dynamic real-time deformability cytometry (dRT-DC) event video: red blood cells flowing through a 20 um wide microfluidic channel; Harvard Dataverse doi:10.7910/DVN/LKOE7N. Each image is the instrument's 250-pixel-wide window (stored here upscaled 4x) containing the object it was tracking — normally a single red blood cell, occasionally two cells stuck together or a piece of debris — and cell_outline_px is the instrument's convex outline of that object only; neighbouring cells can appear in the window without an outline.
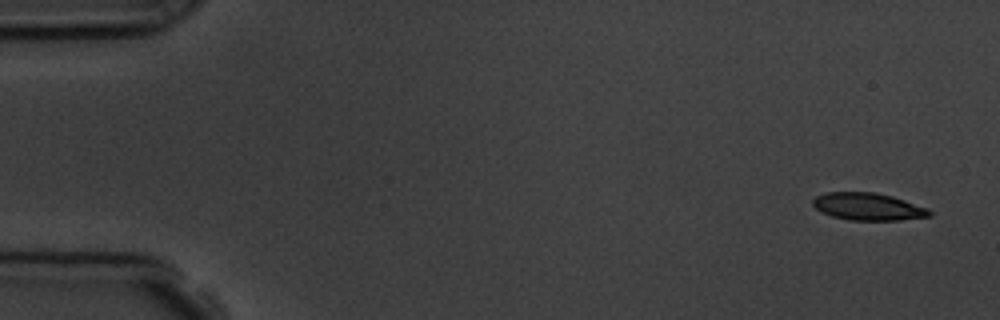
{"species": "common noctule bat (a hibernating species)", "species_latin": "Nyctalus noctula", "temperature_condition": "room temperature", "stored_images_in_passage": 5, "camera_frame_rate_fps": 3000, "um_per_image_px": 0.085, "animal": {"sex": "male", "body_mass_g": 19.5, "forearm_length_mm": 54.6}, "frame": {"image": 1, "passage_image": 1, "time_ms": 0.0, "image_size_px": [1000, 320], "cell_outline_px": [[932, 216], [900, 220], [848, 220], [832, 216], [816, 208], [812, 204], [812, 200], [816, 196], [824, 192], [876, 192], [892, 196], [928, 208], [932, 212]], "centroid_in_image_um": [73.79, 17.56], "position_along_channel_um": 11.2, "area_um2": 18.61}}
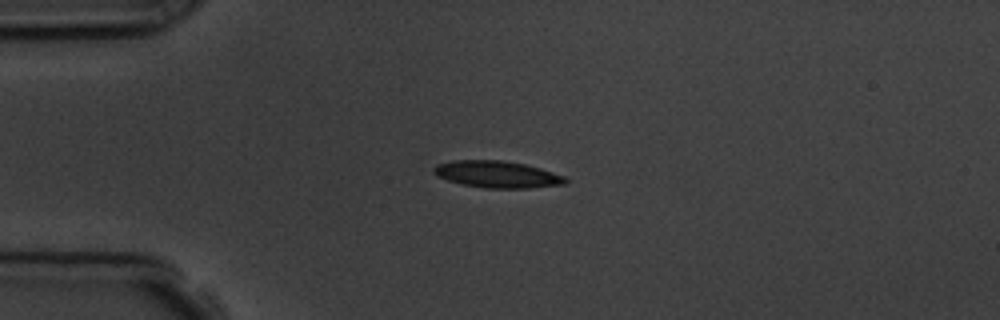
{"frame": {"image": 2, "passage_image": 4, "time_ms": 3.667, "image_size_px": [1000, 320], "cell_outline_px": [[568, 180], [564, 184], [528, 188], [484, 188], [460, 184], [436, 176], [432, 172], [432, 168], [436, 164], [452, 160], [500, 160], [524, 164], [540, 168], [564, 176]], "centroid_in_image_um": [42.19, 14.82], "position_along_channel_um": 42.8, "area_um2": 20.63}}